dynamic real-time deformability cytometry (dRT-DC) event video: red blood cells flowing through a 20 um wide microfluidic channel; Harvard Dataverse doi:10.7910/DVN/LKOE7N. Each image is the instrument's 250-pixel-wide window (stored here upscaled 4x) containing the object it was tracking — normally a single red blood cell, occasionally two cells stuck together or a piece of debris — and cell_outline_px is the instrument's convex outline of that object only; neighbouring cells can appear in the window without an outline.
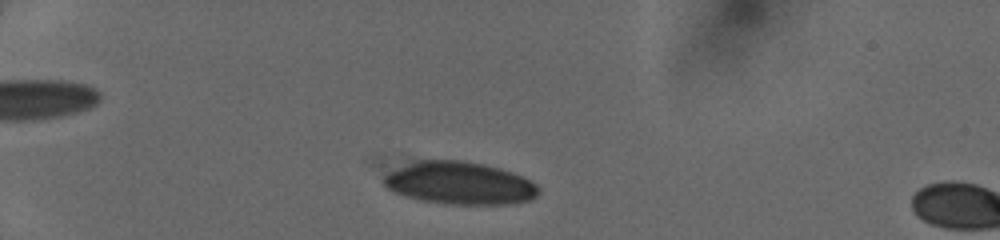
{"species": "human", "species_latin": "Homo sapiens", "temperature_condition": "cold", "stored_images_in_passage": 7, "camera_frame_rate_fps": 3000, "um_per_image_px": 0.085, "donor": {"sex": "female"}, "frame": {"image": 1, "passage_image": 4, "time_ms": 1.0, "image_size_px": [1000, 240], "cell_outline_px": [[540, 192], [536, 196], [528, 200], [508, 204], [444, 204], [420, 200], [404, 196], [388, 188], [380, 180], [388, 172], [412, 160], [460, 160], [484, 164], [500, 168], [512, 172], [536, 184], [540, 188]], "centroid_in_image_um": [39.02, 15.56], "position_along_channel_um": 46.0, "area_um2": 38.61}}